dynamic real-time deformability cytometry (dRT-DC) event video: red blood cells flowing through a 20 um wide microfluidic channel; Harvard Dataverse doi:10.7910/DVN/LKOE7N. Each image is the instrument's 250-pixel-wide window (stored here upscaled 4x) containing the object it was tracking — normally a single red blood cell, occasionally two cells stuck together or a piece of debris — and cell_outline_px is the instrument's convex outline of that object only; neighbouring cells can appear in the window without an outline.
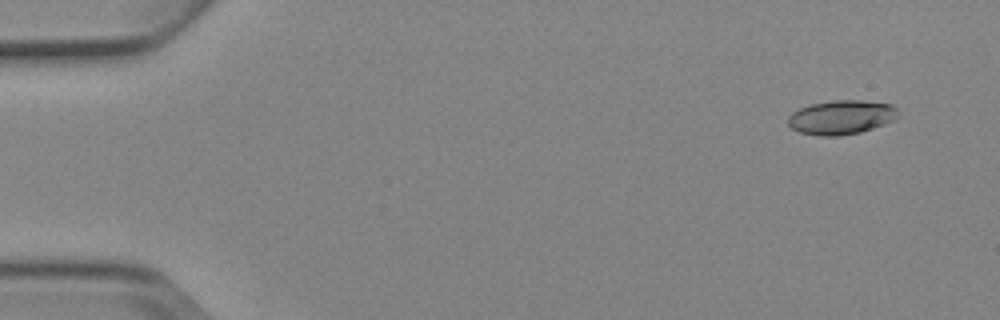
{"species": "Egyptian fruit bat (a non-hibernating species)", "species_latin": "Rousettus aegyptiacus", "temperature_condition": "cold", "stored_images_in_passage": 5, "camera_frame_rate_fps": 3000, "um_per_image_px": 0.085, "animal": {"sex": "female"}, "frame": {"image": 1, "passage_image": 1, "time_ms": 0.0, "image_size_px": [1000, 320], "cell_outline_px": [[900, 108], [896, 120], [860, 132], [836, 136], [820, 136], [800, 132], [792, 128], [788, 124], [788, 116], [792, 112], [800, 108], [812, 104], [832, 100], [860, 100], [892, 104]], "centroid_in_image_um": [71.55, 9.96], "position_along_channel_um": 13.5, "area_um2": 22.02}}